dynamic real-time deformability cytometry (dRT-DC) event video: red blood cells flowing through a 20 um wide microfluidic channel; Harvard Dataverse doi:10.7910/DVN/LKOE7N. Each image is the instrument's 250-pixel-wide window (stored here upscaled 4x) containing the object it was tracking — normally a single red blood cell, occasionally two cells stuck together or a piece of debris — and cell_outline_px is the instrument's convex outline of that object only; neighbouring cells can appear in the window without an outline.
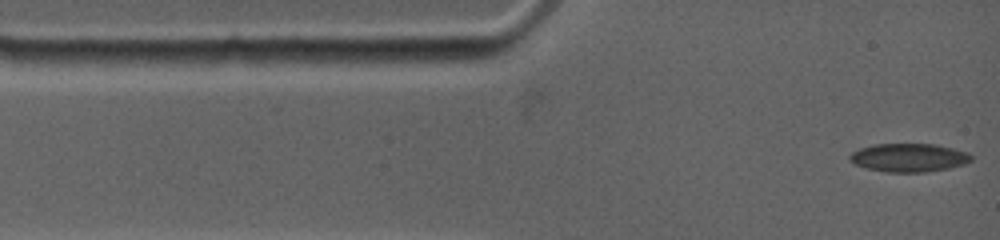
{"species": "common noctule bat (a hibernating species)", "species_latin": "Nyctalus noctula", "temperature_condition": "warm", "stored_images_in_passage": 13, "camera_frame_rate_fps": 4500, "um_per_image_px": 0.085, "animal": {"sex": "female", "body_mass_g": 19.0, "forearm_length_mm": 53.3}, "frame": {"image": 1, "passage_image": 1, "time_ms": 0.0, "image_size_px": [1000, 240], "cell_outline_px": [[972, 160], [948, 168], [924, 172], [888, 172], [868, 168], [856, 164], [848, 156], [852, 152], [860, 148], [876, 144], [932, 144], [952, 148], [964, 152], [972, 156]], "centroid_in_image_um": [77.22, 13.39], "position_along_channel_um": 7.8, "area_um2": 19.59}}
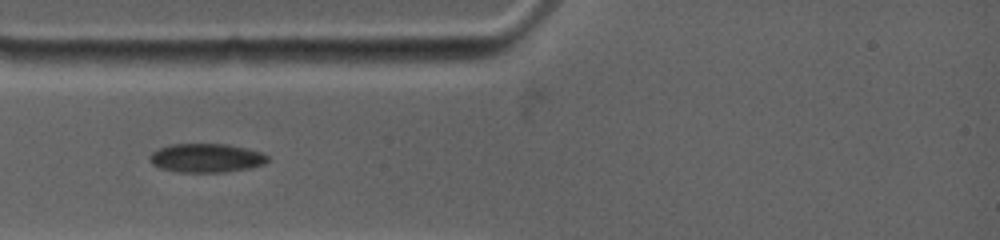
{"frame": {"image": 2, "passage_image": 6, "time_ms": 2.667, "image_size_px": [1000, 240], "cell_outline_px": [[268, 160], [264, 164], [248, 168], [224, 172], [176, 172], [160, 168], [152, 164], [148, 160], [148, 156], [152, 152], [160, 148], [172, 144], [228, 144], [248, 148], [260, 152], [268, 156]], "centroid_in_image_um": [17.51, 13.43], "position_along_channel_um": 67.5, "area_um2": 19.88}}
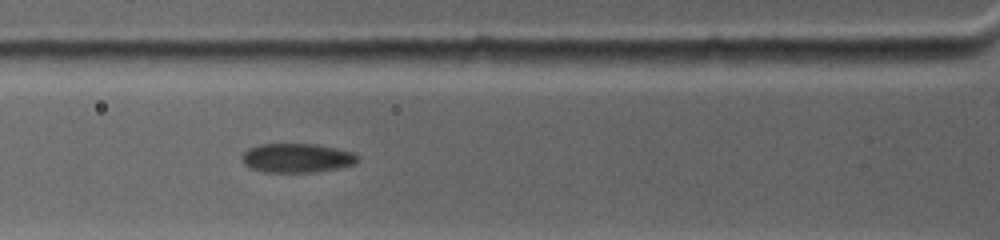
{"frame": {"image": 3, "passage_image": 8, "time_ms": 3.556, "image_size_px": [1000, 240], "cell_outline_px": [[360, 156], [352, 164], [336, 168], [316, 172], [264, 172], [248, 168], [240, 160], [240, 156], [248, 148], [260, 144], [316, 144], [352, 152]], "centroid_in_image_um": [25.15, 13.43], "position_along_channel_um": 100.7, "area_um2": 19.65}}